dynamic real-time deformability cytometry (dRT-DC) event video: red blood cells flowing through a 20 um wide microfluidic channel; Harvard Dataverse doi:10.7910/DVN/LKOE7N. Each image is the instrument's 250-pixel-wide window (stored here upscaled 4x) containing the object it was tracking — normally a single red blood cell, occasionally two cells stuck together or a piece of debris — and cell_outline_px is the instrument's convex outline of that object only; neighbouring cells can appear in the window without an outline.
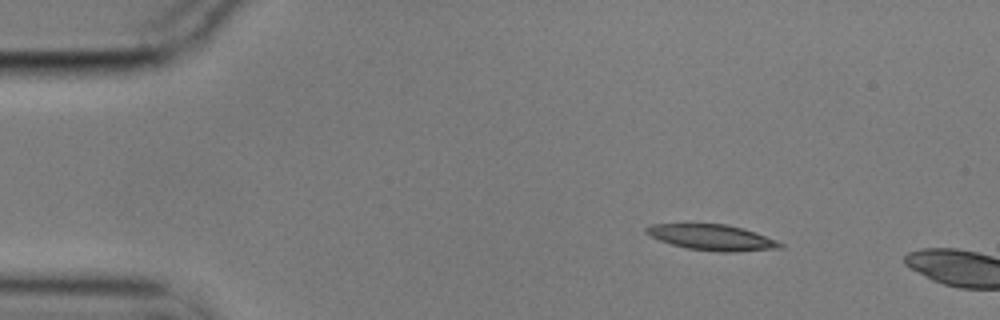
{"species": "common noctule bat (a hibernating species)", "species_latin": "Nyctalus noctula", "temperature_condition": "cold", "stored_images_in_passage": 4, "camera_frame_rate_fps": 3000, "um_per_image_px": 0.085, "animal": {"sex": "male", "body_mass_g": 17.9}, "frame": {"image": 1, "passage_image": 1, "time_ms": 0.0, "image_size_px": [1000, 320], "cell_outline_px": [[784, 244], [780, 248], [736, 252], [720, 252], [688, 248], [672, 244], [660, 240], [644, 232], [644, 228], [652, 224], [728, 224], [744, 228], [756, 232], [776, 240]], "centroid_in_image_um": [60.55, 20.17], "position_along_channel_um": 24.5, "area_um2": 20.0}}